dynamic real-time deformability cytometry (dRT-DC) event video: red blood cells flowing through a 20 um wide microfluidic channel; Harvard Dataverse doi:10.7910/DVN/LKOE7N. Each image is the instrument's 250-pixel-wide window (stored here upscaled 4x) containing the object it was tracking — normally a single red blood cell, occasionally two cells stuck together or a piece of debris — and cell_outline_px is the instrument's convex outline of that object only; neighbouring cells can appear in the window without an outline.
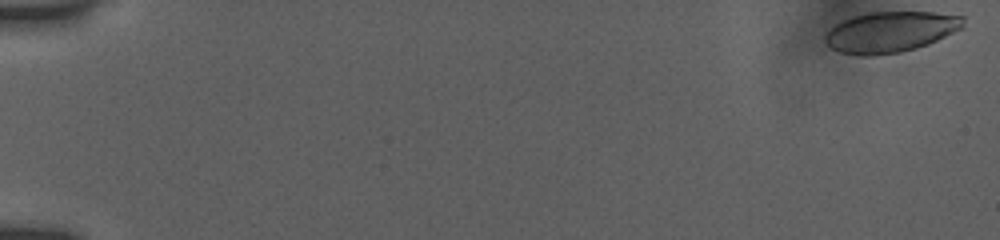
{"species": "human", "species_latin": "Homo sapiens", "temperature_condition": "room temperature", "stored_images_in_passage": 7, "camera_frame_rate_fps": 3000, "um_per_image_px": 0.085, "donor": {"sex": "female"}, "frame": {"image": 1, "passage_image": 1, "time_ms": 0.0, "image_size_px": [1000, 240], "cell_outline_px": [[964, 28], [928, 44], [916, 48], [900, 52], [868, 56], [860, 56], [840, 52], [832, 48], [824, 40], [824, 36], [836, 24], [852, 16], [868, 12], [932, 12], [964, 16]], "centroid_in_image_um": [75.71, 2.71], "position_along_channel_um": 9.3, "area_um2": 32.77}}